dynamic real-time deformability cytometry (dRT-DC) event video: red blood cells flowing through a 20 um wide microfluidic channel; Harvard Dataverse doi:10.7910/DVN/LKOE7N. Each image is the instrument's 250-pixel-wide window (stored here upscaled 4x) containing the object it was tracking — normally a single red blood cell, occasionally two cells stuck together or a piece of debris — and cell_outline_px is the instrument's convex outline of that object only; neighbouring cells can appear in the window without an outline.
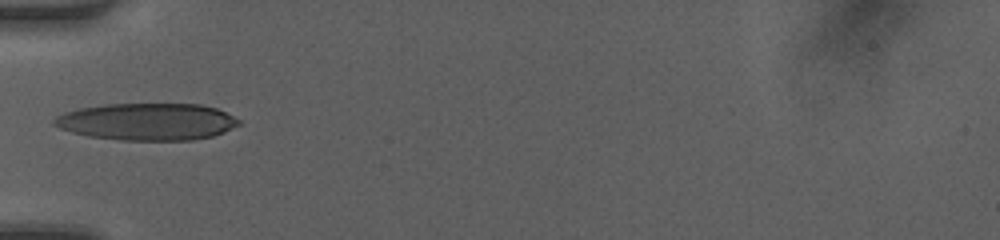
{"species": "human", "species_latin": "Homo sapiens", "temperature_condition": "room temperature", "stored_images_in_passage": 9, "camera_frame_rate_fps": 3000, "um_per_image_px": 0.085, "donor": {"sex": "female"}, "frame": {"image": 1, "passage_image": 6, "time_ms": 1.667, "image_size_px": [1000, 240], "cell_outline_px": [[240, 124], [224, 132], [212, 136], [192, 140], [120, 140], [88, 136], [72, 132], [60, 128], [52, 124], [52, 120], [56, 116], [64, 112], [80, 108], [104, 104], [200, 104], [216, 108], [240, 120]], "centroid_in_image_um": [12.48, 10.34], "position_along_channel_um": 72.5, "area_um2": 39.88}}
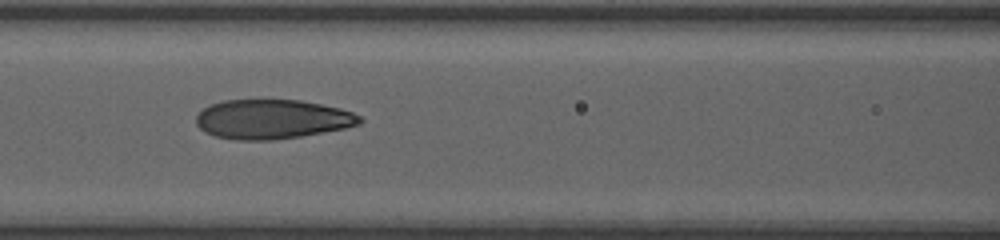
{"frame": {"image": 2, "passage_image": 8, "time_ms": 2.333, "image_size_px": [1000, 240], "cell_outline_px": [[364, 120], [360, 124], [344, 128], [300, 136], [272, 140], [236, 140], [216, 136], [204, 132], [196, 124], [196, 116], [208, 104], [224, 100], [260, 96], [300, 100], [340, 108], [352, 112], [360, 116]], "centroid_in_image_um": [23.09, 10.08], "position_along_channel_um": 143.5, "area_um2": 38.61}}